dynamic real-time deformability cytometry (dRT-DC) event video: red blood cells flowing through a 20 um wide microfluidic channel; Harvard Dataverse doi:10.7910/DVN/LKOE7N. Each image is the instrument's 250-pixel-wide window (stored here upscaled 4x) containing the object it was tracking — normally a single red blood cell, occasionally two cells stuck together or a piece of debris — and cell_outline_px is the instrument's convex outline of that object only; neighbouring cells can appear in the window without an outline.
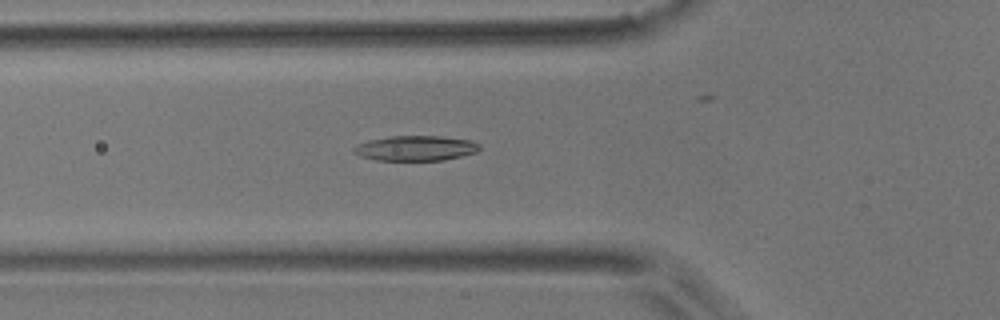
{"species": "common noctule bat (a hibernating species)", "species_latin": "Nyctalus noctula", "temperature_condition": "room temperature", "stored_images_in_passage": 54, "camera_frame_rate_fps": 3000, "um_per_image_px": 0.085, "animal": {"sex": "male", "body_mass_g": 17.9}, "frame": {"image": 1, "passage_image": 19, "time_ms": 6.0, "image_size_px": [1000, 320], "cell_outline_px": [[480, 148], [476, 152], [444, 160], [376, 160], [360, 156], [352, 152], [352, 148], [356, 144], [368, 140], [392, 136], [440, 136], [472, 140], [480, 144]], "centroid_in_image_um": [35.3, 12.59], "position_along_channel_um": 90.5, "area_um2": 18.44}}
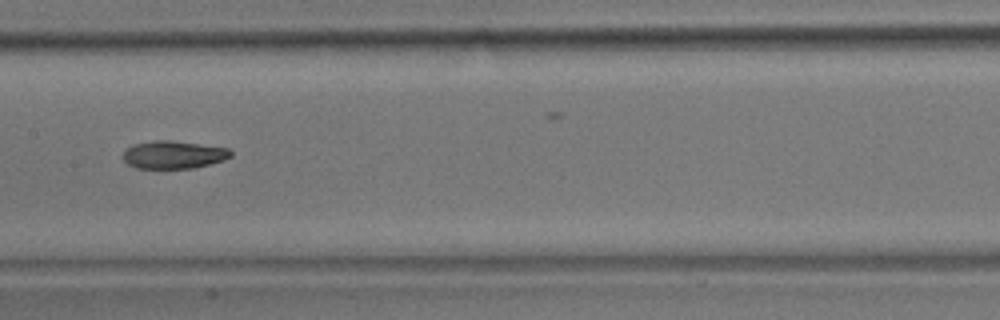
{"frame": {"image": 2, "passage_image": 27, "time_ms": 8.667, "image_size_px": [1000, 320], "cell_outline_px": [[232, 156], [224, 160], [196, 168], [136, 168], [128, 164], [120, 156], [124, 148], [132, 144], [156, 140], [168, 140], [228, 148], [232, 152]], "centroid_in_image_um": [14.7, 13.15], "position_along_channel_um": 192.7, "area_um2": 17.63}}
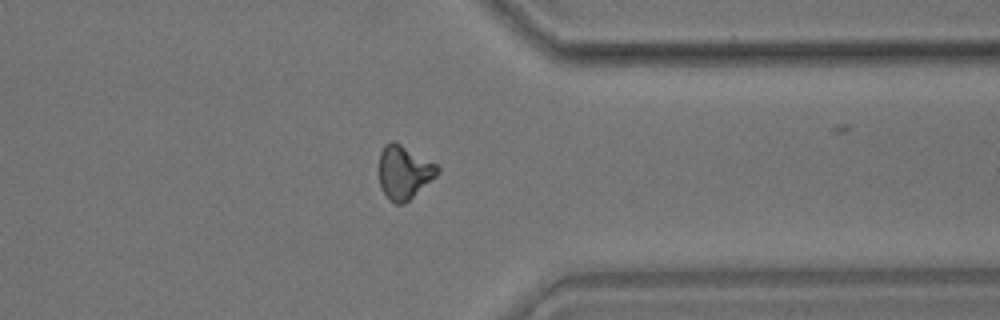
{"frame": {"image": 3, "passage_image": 42, "time_ms": 13.667, "image_size_px": [1000, 320], "cell_outline_px": [[440, 172], [436, 176], [404, 204], [396, 204], [380, 188], [376, 168], [380, 152], [384, 144], [392, 140], [400, 144], [436, 164], [440, 168]], "centroid_in_image_um": [34.28, 14.62], "position_along_channel_um": 377.1, "area_um2": 18.38}, "authors_computed_cell_mechanics": {"area_um2": 18.1203, "velocity_mm_per_s": 3.805, "shape_relaxation_time_tau1_ms": 5.9056, "shape_relaxation_time_tau2_ms": 2.5141, "deformation_change_tau1": 0.177, "deformation_change_tau2": 0.0887}}